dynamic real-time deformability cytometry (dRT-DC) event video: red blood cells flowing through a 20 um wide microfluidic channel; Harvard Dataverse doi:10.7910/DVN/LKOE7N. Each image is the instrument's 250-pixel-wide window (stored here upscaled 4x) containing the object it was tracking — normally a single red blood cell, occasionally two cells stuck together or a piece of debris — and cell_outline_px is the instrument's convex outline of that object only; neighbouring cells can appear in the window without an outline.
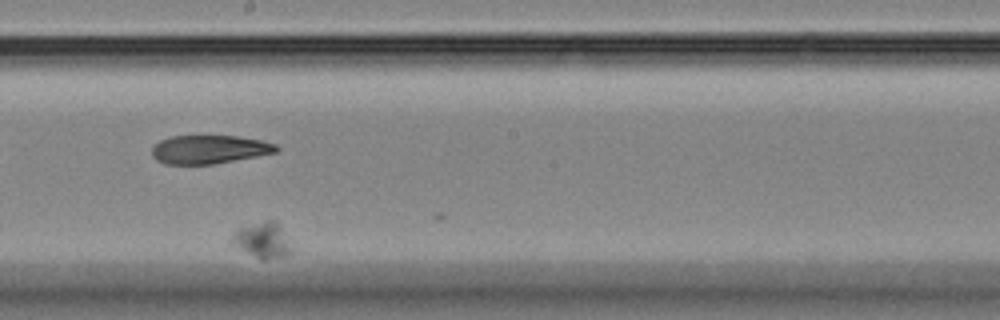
{"species": "Egyptian fruit bat (a non-hibernating species)", "species_latin": "Rousettus aegyptiacus", "temperature_condition": "room temperature", "stored_images_in_passage": 40, "camera_frame_rate_fps": 3000, "um_per_image_px": 0.085, "animal": {"sex": "female"}, "frame": {"image": 1, "passage_image": 24, "time_ms": 7.667, "image_size_px": [1000, 320], "cell_outline_px": [[292, 252], [288, 256], [264, 260], [260, 260], [240, 248], [232, 240], [232, 236], [240, 228], [268, 220], [272, 220], [280, 228], [292, 248]], "centroid_in_image_um": [22.36, 20.47], "position_along_channel_um": 225.8, "area_um2": 11.73}}
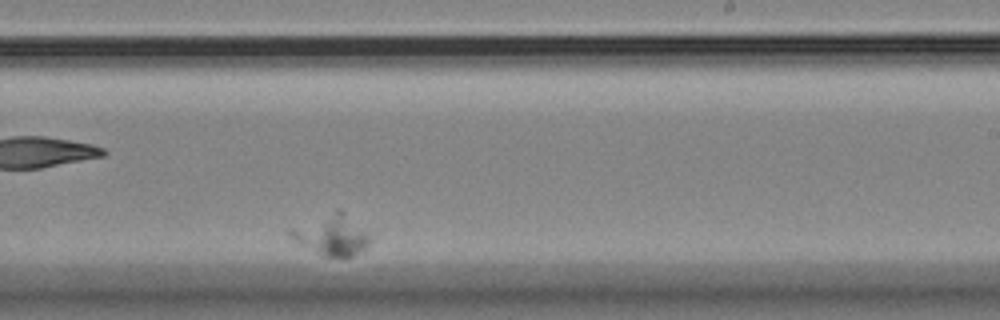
{"frame": {"image": 2, "passage_image": 28, "time_ms": 9.0, "image_size_px": [1000, 320], "cell_outline_px": [[372, 240], [364, 248], [352, 256], [324, 256], [292, 240], [288, 232], [292, 228], [336, 208], [340, 208], [372, 232]], "centroid_in_image_um": [28.27, 19.92], "position_along_channel_um": 260.7, "area_um2": 19.07}}